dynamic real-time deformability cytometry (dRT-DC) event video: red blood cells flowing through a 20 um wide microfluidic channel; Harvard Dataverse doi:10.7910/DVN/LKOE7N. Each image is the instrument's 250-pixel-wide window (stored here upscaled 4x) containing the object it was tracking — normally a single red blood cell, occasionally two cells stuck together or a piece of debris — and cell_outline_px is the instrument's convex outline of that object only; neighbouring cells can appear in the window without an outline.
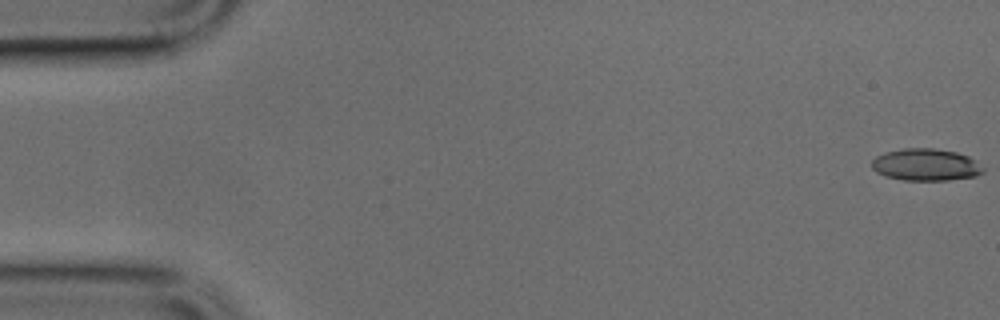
{"species": "common noctule bat (a hibernating species)", "species_latin": "Nyctalus noctula", "temperature_condition": "cold", "stored_images_in_passage": 50, "camera_frame_rate_fps": 3000, "um_per_image_px": 0.085, "animal": {"sex": "male", "body_mass_g": 17.9, "forearm_length_mm": 54.2}, "frame": {"image": 1, "passage_image": 1, "time_ms": 0.0, "image_size_px": [1000, 320], "cell_outline_px": [[984, 172], [976, 176], [948, 180], [904, 180], [884, 176], [876, 172], [872, 168], [872, 160], [876, 156], [884, 152], [904, 148], [932, 148], [956, 152], [968, 156], [976, 160], [984, 168]], "centroid_in_image_um": [78.69, 14.0], "position_along_channel_um": 6.3, "area_um2": 20.92}}
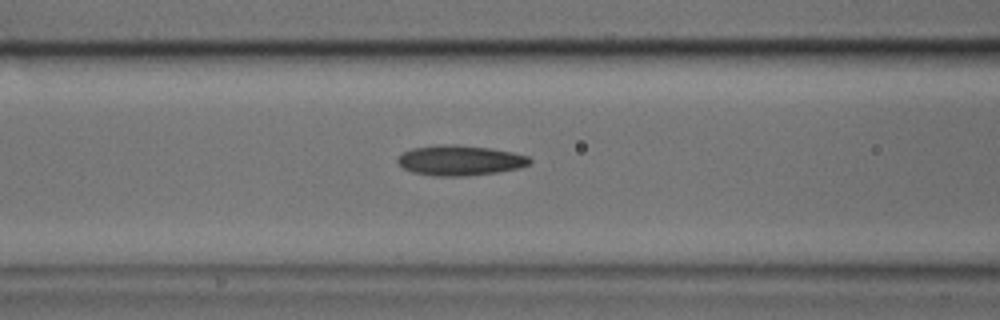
{"frame": {"image": 2, "passage_image": 20, "time_ms": 6.333, "image_size_px": [1000, 320], "cell_outline_px": [[532, 160], [528, 164], [520, 168], [496, 172], [468, 176], [432, 176], [412, 172], [404, 168], [396, 160], [404, 152], [412, 148], [440, 144], [456, 144], [492, 148], [512, 152], [528, 156]], "centroid_in_image_um": [39.1, 13.63], "position_along_channel_um": 127.5, "area_um2": 23.29}}
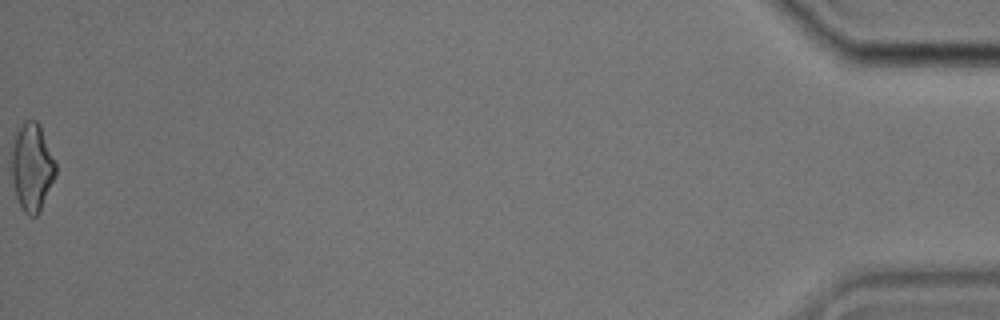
{"frame": {"image": 3, "passage_image": 50, "time_ms": 16.333, "image_size_px": [1000, 320], "cell_outline_px": [[56, 176], [40, 212], [36, 216], [28, 216], [24, 212], [16, 196], [12, 176], [12, 132], [24, 120], [36, 120], [40, 128], [56, 164]], "centroid_in_image_um": [2.7, 14.19], "position_along_channel_um": 432.5, "area_um2": 22.66}}